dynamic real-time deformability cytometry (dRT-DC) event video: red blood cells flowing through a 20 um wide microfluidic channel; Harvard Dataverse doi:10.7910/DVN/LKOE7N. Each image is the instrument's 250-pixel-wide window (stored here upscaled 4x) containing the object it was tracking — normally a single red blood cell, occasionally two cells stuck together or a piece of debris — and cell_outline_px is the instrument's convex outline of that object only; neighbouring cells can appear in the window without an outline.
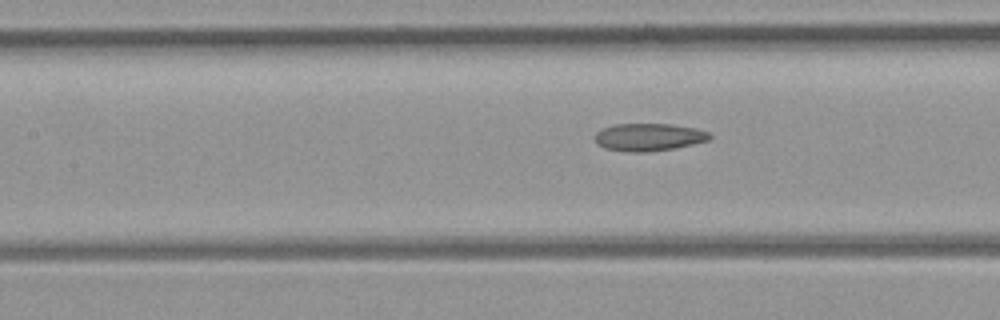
{"species": "common noctule bat (a hibernating species)", "species_latin": "Nyctalus noctula", "temperature_condition": "room temperature", "stored_images_in_passage": 6, "camera_frame_rate_fps": 3000, "um_per_image_px": 0.085, "animal": {"sex": "female", "body_mass_g": 21.9}, "frame": {"image": 1, "passage_image": 6, "time_ms": 7.0, "image_size_px": [1000, 320], "cell_outline_px": [[712, 136], [708, 140], [676, 148], [648, 152], [628, 152], [604, 148], [596, 144], [596, 132], [604, 128], [616, 124], [672, 124], [696, 128], [708, 132]], "centroid_in_image_um": [55.15, 11.66], "position_along_channel_um": 152.3, "area_um2": 18.44}}